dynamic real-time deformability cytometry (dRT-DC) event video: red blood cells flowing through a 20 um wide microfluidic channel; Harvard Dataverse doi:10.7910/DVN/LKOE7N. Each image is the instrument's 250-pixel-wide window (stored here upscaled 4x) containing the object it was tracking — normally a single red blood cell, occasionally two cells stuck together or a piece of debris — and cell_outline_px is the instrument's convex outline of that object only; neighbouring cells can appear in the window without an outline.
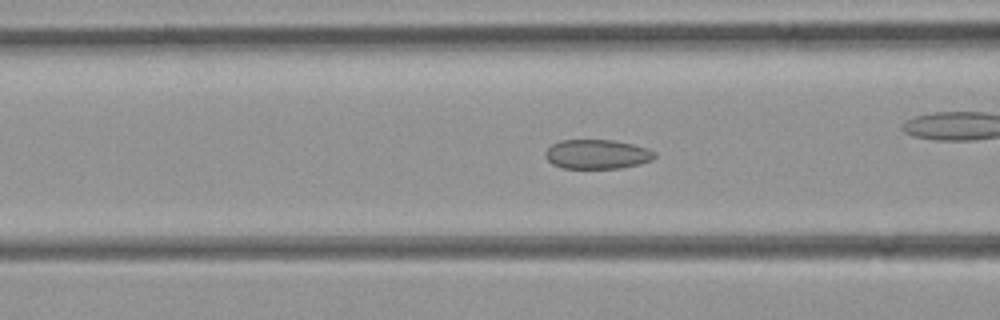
{"species": "common noctule bat (a hibernating species)", "species_latin": "Nyctalus noctula", "temperature_condition": "room temperature", "stored_images_in_passage": 44, "camera_frame_rate_fps": 3000, "um_per_image_px": 0.085, "animal": {"sex": "female", "body_mass_g": 21.9}, "frame": {"image": 1, "passage_image": 13, "time_ms": 4.0, "image_size_px": [1000, 320], "cell_outline_px": [[656, 156], [652, 160], [640, 164], [620, 168], [564, 168], [552, 164], [544, 156], [544, 152], [552, 144], [560, 140], [612, 140], [632, 144], [648, 148], [656, 152]], "centroid_in_image_um": [50.76, 13.11], "position_along_channel_um": 115.8, "area_um2": 18.79}}